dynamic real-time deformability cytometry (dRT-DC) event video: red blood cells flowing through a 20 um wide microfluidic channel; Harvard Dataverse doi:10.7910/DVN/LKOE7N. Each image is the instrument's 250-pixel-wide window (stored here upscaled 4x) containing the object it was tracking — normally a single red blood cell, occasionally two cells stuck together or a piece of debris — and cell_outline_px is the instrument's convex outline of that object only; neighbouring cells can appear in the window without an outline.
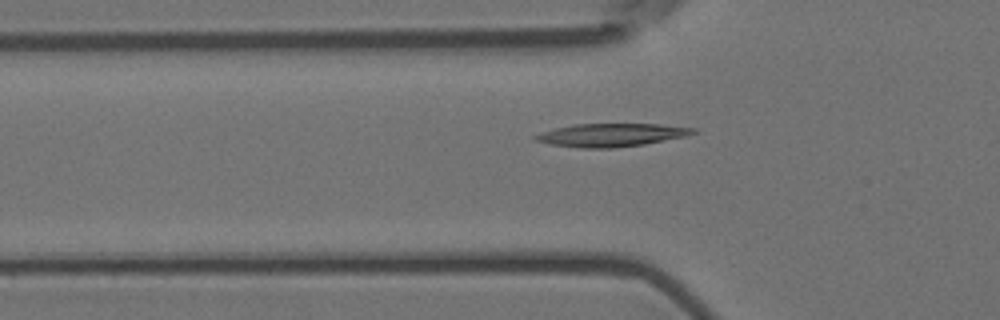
{"species": "Egyptian fruit bat (a non-hibernating species)", "species_latin": "Rousettus aegyptiacus", "temperature_condition": "room temperature", "stored_images_in_passage": 43, "camera_frame_rate_fps": 3000, "um_per_image_px": 0.085, "animal": {"sex": "female"}, "frame": {"image": 1, "passage_image": 5, "time_ms": 1.333, "image_size_px": [1000, 320], "cell_outline_px": [[696, 132], [684, 136], [644, 144], [612, 148], [580, 148], [548, 144], [532, 140], [532, 136], [556, 128], [576, 124], [660, 124], [696, 128]], "centroid_in_image_um": [51.91, 11.48], "position_along_channel_um": 73.9, "area_um2": 21.1}}
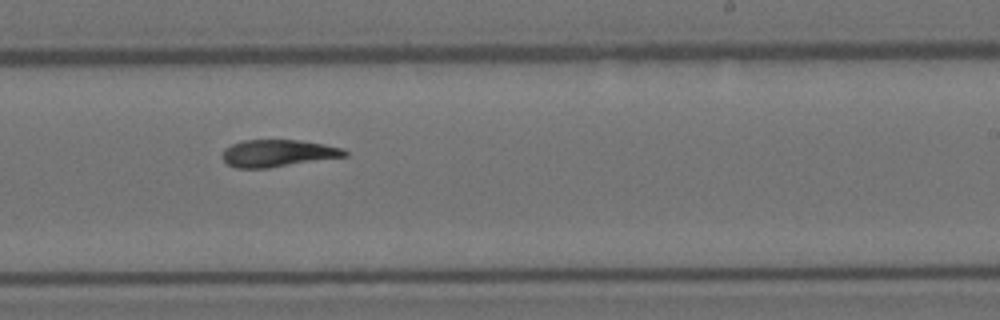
{"frame": {"image": 2, "passage_image": 21, "time_ms": 6.667, "image_size_px": [1000, 320], "cell_outline_px": [[348, 156], [268, 168], [236, 168], [228, 164], [220, 156], [224, 148], [232, 144], [244, 140], [300, 140], [324, 144], [344, 148], [348, 152]], "centroid_in_image_um": [23.62, 13.02], "position_along_channel_um": 265.4, "area_um2": 19.48}}
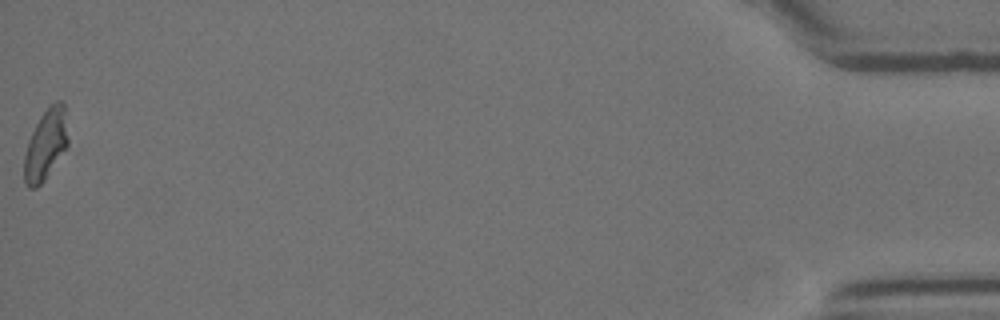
{"frame": {"image": 3, "passage_image": 43, "time_ms": 14.0, "image_size_px": [1000, 320], "cell_outline_px": [[68, 144], [44, 180], [36, 188], [28, 188], [24, 180], [24, 156], [28, 140], [40, 116], [56, 100], [64, 100], [68, 140]], "centroid_in_image_um": [3.88, 12.27], "position_along_channel_um": 431.3, "area_um2": 17.8}}